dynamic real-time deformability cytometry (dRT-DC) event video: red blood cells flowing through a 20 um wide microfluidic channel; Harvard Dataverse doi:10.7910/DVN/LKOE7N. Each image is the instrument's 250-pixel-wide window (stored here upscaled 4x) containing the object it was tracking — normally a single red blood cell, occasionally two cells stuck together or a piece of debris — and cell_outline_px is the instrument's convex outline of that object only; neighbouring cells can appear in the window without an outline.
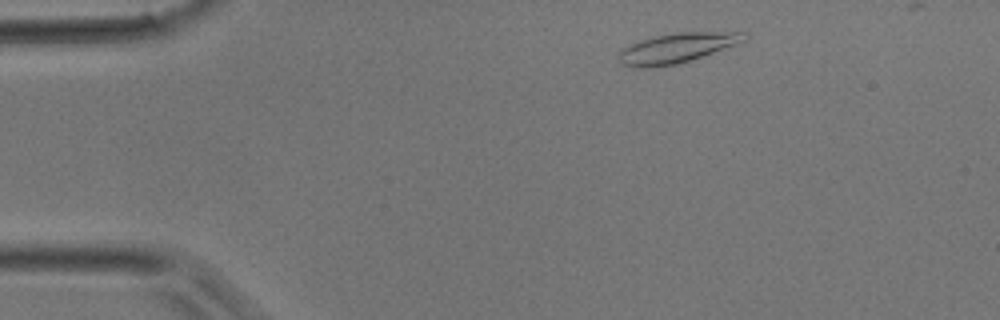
{"species": "common noctule bat (a hibernating species)", "species_latin": "Nyctalus noctula", "temperature_condition": "room temperature", "stored_images_in_passage": 33, "camera_frame_rate_fps": 3000, "um_per_image_px": 0.085, "animal": {"sex": "male", "body_mass_g": 17.9}, "frame": {"image": 1, "passage_image": 3, "time_ms": 0.667, "image_size_px": [1000, 320], "cell_outline_px": [[748, 40], [692, 60], [676, 64], [652, 68], [632, 68], [620, 64], [616, 56], [624, 48], [640, 40], [652, 36], [676, 32], [744, 32]], "centroid_in_image_um": [57.49, 4.1], "position_along_channel_um": 27.5, "area_um2": 22.08}}
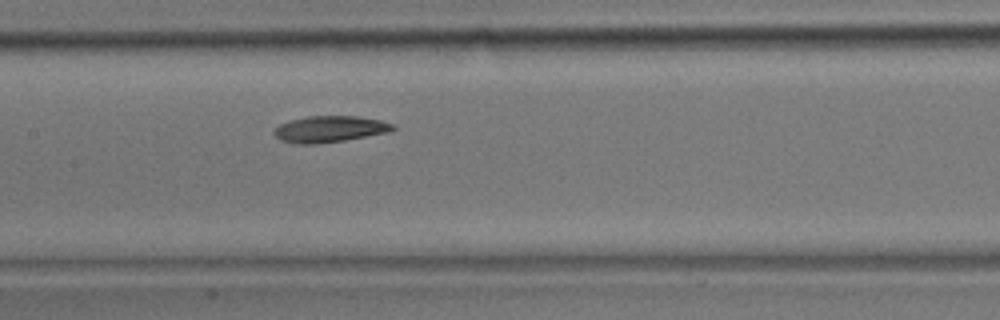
{"frame": {"image": 2, "passage_image": 15, "time_ms": 4.667, "image_size_px": [1000, 320], "cell_outline_px": [[396, 128], [392, 132], [344, 140], [316, 144], [296, 144], [280, 140], [272, 132], [280, 124], [292, 120], [308, 116], [356, 116], [380, 120], [392, 124]], "centroid_in_image_um": [28.04, 10.98], "position_along_channel_um": 179.4, "area_um2": 18.21}}
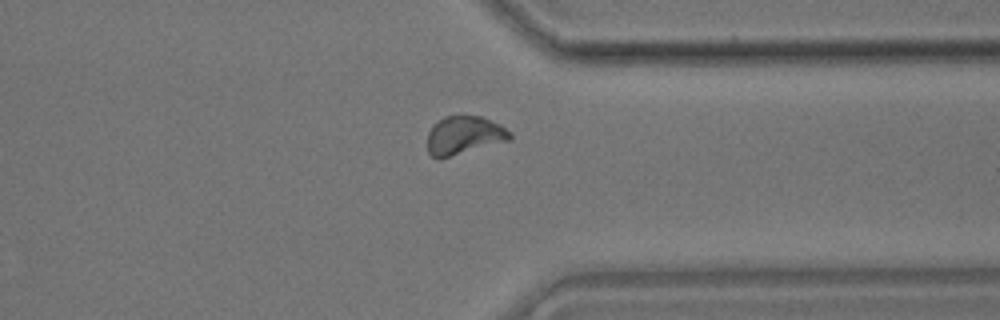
{"frame": {"image": 3, "passage_image": 26, "time_ms": 8.333, "image_size_px": [1000, 320], "cell_outline_px": [[512, 140], [436, 160], [428, 152], [428, 132], [444, 116], [480, 116], [500, 124], [512, 132]], "centroid_in_image_um": [39.49, 11.52], "position_along_channel_um": 371.9, "area_um2": 18.44}}